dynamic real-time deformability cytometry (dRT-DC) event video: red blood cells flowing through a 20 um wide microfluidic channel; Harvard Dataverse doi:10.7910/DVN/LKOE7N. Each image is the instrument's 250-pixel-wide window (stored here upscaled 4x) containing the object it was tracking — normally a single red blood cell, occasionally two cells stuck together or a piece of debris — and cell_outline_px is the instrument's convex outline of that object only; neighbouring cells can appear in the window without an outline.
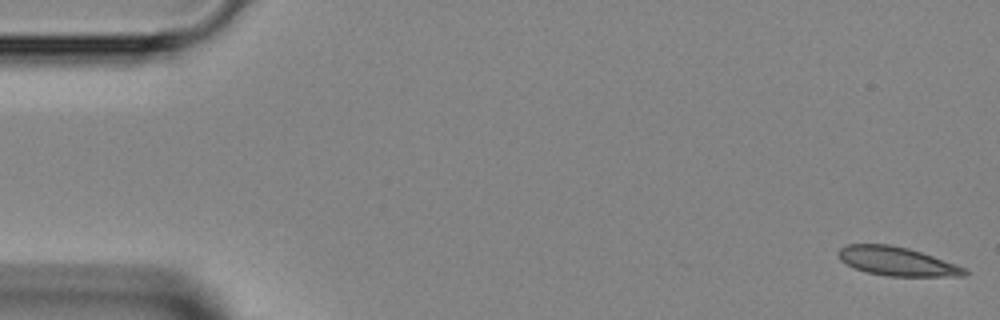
{"species": "Egyptian fruit bat (a non-hibernating species)", "species_latin": "Rousettus aegyptiacus", "temperature_condition": "room temperature", "stored_images_in_passage": 45, "camera_frame_rate_fps": 3000, "um_per_image_px": 0.085, "animal": {"sex": "female"}, "frame": {"image": 1, "passage_image": 1, "time_ms": 0.0, "image_size_px": [1000, 320], "cell_outline_px": [[968, 276], [888, 276], [868, 272], [856, 268], [840, 260], [836, 252], [840, 248], [848, 244], [888, 244], [908, 248], [956, 264], [964, 268], [968, 272]], "centroid_in_image_um": [76.23, 22.21], "position_along_channel_um": 8.8, "area_um2": 20.98}}
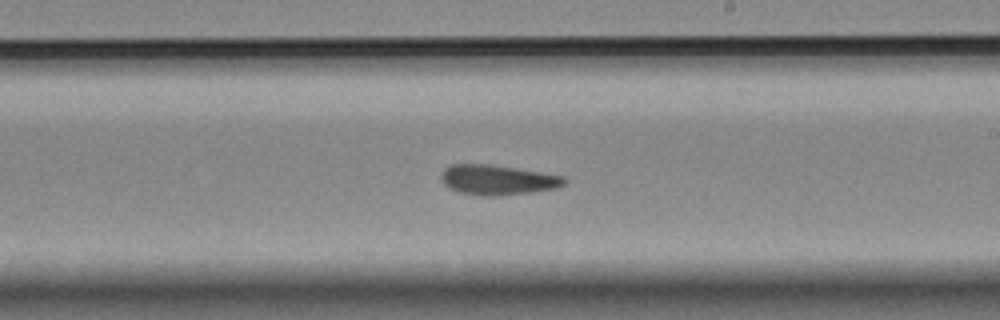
{"frame": {"image": 2, "passage_image": 26, "time_ms": 8.333, "image_size_px": [1000, 320], "cell_outline_px": [[568, 180], [564, 184], [556, 188], [528, 192], [496, 196], [484, 196], [456, 192], [448, 188], [440, 180], [440, 172], [444, 168], [452, 164], [488, 164], [540, 172], [564, 176]], "centroid_in_image_um": [42.22, 15.29], "position_along_channel_um": 246.8, "area_um2": 21.56}}
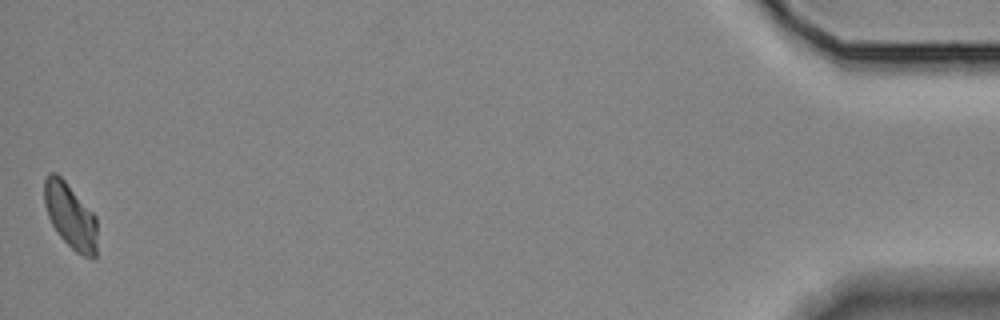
{"frame": {"image": 3, "passage_image": 45, "time_ms": 14.667, "image_size_px": [1000, 320], "cell_outline_px": [[96, 256], [92, 260], [76, 252], [60, 236], [52, 224], [48, 216], [44, 204], [44, 180], [48, 172], [56, 172], [64, 180], [96, 216]], "centroid_in_image_um": [5.97, 18.34], "position_along_channel_um": 429.2, "area_um2": 20.0}}